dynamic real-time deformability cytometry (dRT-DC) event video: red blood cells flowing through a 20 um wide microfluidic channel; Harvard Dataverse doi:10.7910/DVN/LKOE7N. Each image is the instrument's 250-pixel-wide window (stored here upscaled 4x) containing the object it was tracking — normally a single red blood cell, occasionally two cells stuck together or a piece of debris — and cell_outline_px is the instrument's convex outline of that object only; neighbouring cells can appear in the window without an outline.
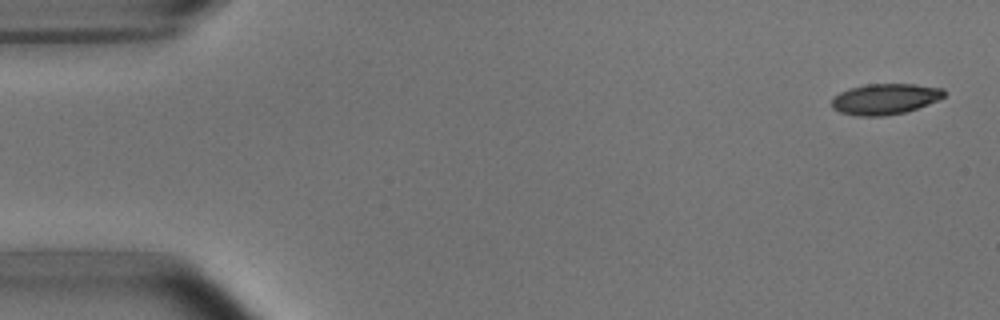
{"species": "common noctule bat (a hibernating species)", "species_latin": "Nyctalus noctula", "temperature_condition": "room temperature", "stored_images_in_passage": 2, "camera_frame_rate_fps": 3000, "um_per_image_px": 0.085, "animal": {"sex": "male", "body_mass_g": 15.6}, "frame": {"image": 1, "passage_image": 2, "time_ms": 1.333, "image_size_px": [1000, 320], "cell_outline_px": [[944, 96], [928, 104], [904, 112], [884, 116], [856, 116], [840, 112], [832, 108], [832, 100], [840, 92], [848, 88], [868, 84], [916, 84], [944, 88]], "centroid_in_image_um": [75.21, 8.41], "position_along_channel_um": 9.8, "area_um2": 20.06}}